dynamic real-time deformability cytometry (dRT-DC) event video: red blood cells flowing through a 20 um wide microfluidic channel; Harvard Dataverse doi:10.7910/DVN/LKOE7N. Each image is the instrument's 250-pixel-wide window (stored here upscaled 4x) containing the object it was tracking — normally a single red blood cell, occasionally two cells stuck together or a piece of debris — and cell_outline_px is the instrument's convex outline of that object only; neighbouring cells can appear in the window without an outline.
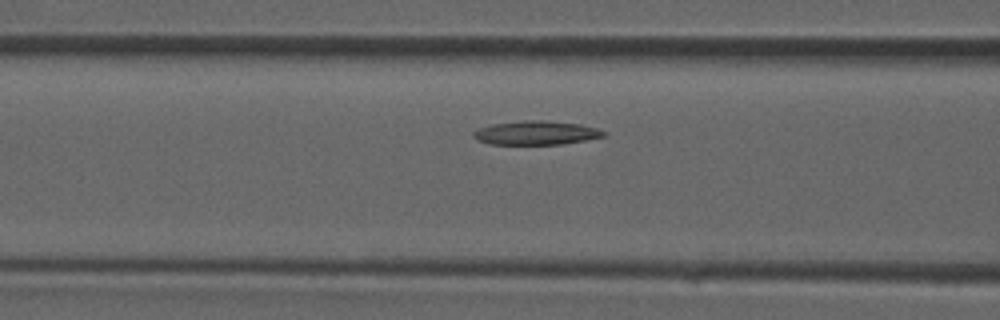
{"species": "common noctule bat (a hibernating species)", "species_latin": "Nyctalus noctula", "temperature_condition": "room temperature", "stored_images_in_passage": 32, "camera_frame_rate_fps": 3000, "um_per_image_px": 0.085, "animal": {"sex": "male", "forearm_length_mm": 52.5}, "frame": {"image": 1, "passage_image": 9, "time_ms": 2.667, "image_size_px": [1000, 320], "cell_outline_px": [[608, 136], [560, 144], [488, 144], [476, 140], [472, 136], [472, 132], [480, 128], [492, 124], [524, 120], [544, 120], [580, 124], [596, 128], [608, 132]], "centroid_in_image_um": [45.57, 11.29], "position_along_channel_um": 121.0, "area_um2": 18.21}}
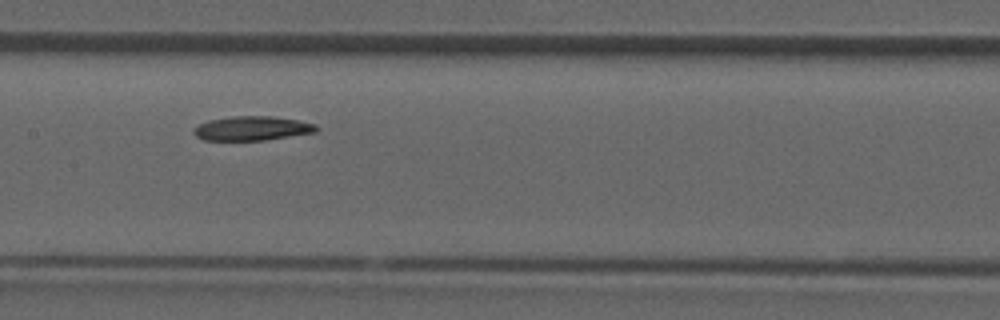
{"frame": {"image": 2, "passage_image": 13, "time_ms": 4.0, "image_size_px": [1000, 320], "cell_outline_px": [[320, 128], [316, 132], [264, 140], [204, 140], [196, 136], [192, 132], [192, 128], [208, 120], [232, 116], [272, 116], [300, 120], [316, 124]], "centroid_in_image_um": [21.44, 10.9], "position_along_channel_um": 186.0, "area_um2": 17.46}}